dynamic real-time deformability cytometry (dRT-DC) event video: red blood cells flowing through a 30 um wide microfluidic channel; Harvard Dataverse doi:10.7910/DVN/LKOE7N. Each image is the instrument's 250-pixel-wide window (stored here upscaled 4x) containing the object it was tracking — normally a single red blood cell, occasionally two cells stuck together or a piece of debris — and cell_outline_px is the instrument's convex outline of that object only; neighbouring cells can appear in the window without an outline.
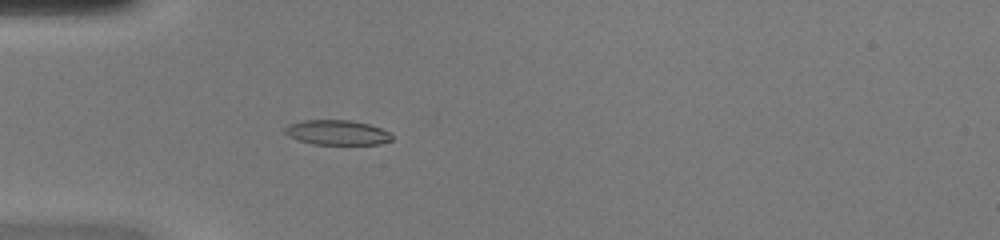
{"species": "common noctule bat (a hibernating species)", "species_latin": "Nyctalus noctula", "temperature_condition": "warm", "stored_images_in_passage": 48, "camera_frame_rate_fps": 3000, "um_per_image_px": 0.085, "animal": {"sex": "female", "body_mass_g": 20.0, "forearm_length_mm": 54.0}, "frame": {"image": 1, "passage_image": 15, "time_ms": 4.667, "image_size_px": [1000, 240], "cell_outline_px": [[392, 140], [380, 144], [312, 144], [288, 136], [284, 132], [284, 128], [288, 124], [300, 120], [352, 120], [368, 124], [380, 128], [388, 132], [392, 136]], "centroid_in_image_um": [28.62, 11.25], "position_along_channel_um": 56.4, "area_um2": 15.49}}
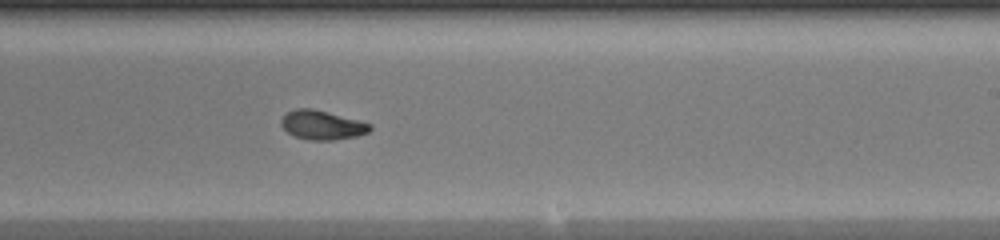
{"frame": {"image": 2, "passage_image": 30, "time_ms": 9.667, "image_size_px": [1000, 240], "cell_outline_px": [[372, 128], [368, 132], [356, 136], [336, 140], [308, 140], [292, 136], [280, 124], [280, 120], [288, 112], [296, 108], [312, 108], [328, 112], [372, 124]], "centroid_in_image_um": [27.36, 10.64], "position_along_channel_um": 261.6, "area_um2": 15.09}}
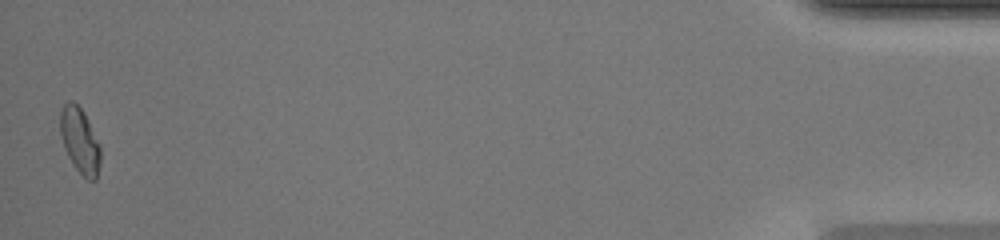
{"frame": {"image": 3, "passage_image": 48, "time_ms": 15.667, "image_size_px": [1000, 240], "cell_outline_px": [[100, 164], [96, 180], [88, 180], [72, 164], [64, 148], [60, 136], [60, 112], [64, 104], [68, 100], [72, 100], [84, 112], [100, 144]], "centroid_in_image_um": [6.78, 11.94], "position_along_channel_um": 428.4, "area_um2": 15.43}, "authors_computed_cell_mechanics": {"area_um2": 15.2303, "velocity_mm_per_s": 4.2732, "shape_relaxation_time_tau1_ms": null, "shape_relaxation_time_tau2_ms": 2.2922, "deformation_change_tau1": null, "deformation_change_tau2": 0.0625}}